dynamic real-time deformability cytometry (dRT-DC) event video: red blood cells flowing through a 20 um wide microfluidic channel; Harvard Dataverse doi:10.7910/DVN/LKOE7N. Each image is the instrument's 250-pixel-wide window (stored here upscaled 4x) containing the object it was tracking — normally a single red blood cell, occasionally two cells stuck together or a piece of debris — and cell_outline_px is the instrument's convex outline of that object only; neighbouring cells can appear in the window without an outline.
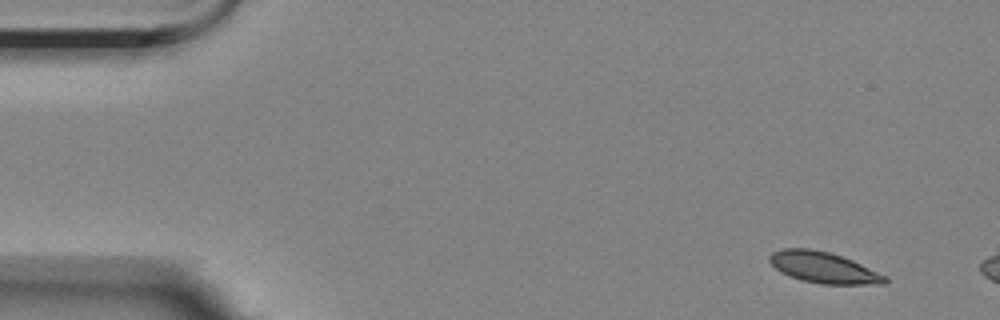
{"species": "Egyptian fruit bat (a non-hibernating species)", "species_latin": "Rousettus aegyptiacus", "temperature_condition": "room temperature", "stored_images_in_passage": 6, "segment_of_instrument_passage": [2, 2], "camera_frame_rate_fps": 3000, "um_per_image_px": 0.085, "animal": {"sex": "female"}, "frame": {"image": 1, "passage_image": 6, "time_ms": 6.667, "image_size_px": [1000, 320], "cell_outline_px": [[888, 280], [884, 284], [820, 284], [800, 280], [780, 272], [768, 260], [768, 256], [772, 252], [784, 248], [808, 248], [828, 252], [852, 260], [888, 276]], "centroid_in_image_um": [69.99, 22.74], "position_along_channel_um": 15.0, "area_um2": 20.92}}